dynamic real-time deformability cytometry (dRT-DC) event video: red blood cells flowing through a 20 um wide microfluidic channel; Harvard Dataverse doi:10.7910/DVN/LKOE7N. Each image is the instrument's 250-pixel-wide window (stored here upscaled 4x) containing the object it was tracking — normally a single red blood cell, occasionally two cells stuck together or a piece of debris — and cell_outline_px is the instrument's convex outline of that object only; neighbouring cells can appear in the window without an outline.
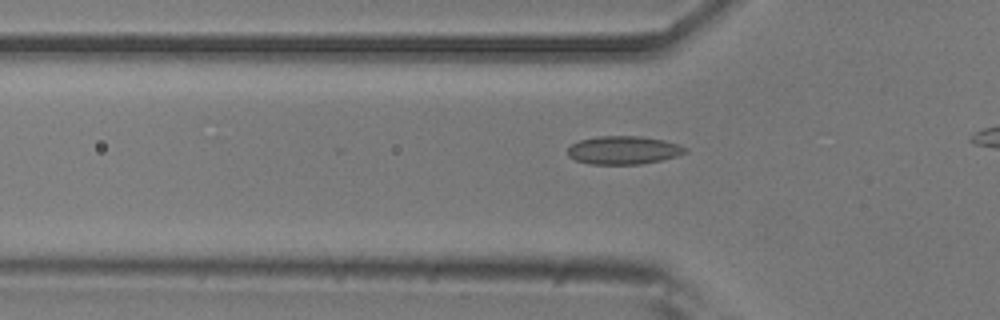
{"species": "common noctule bat (a hibernating species)", "species_latin": "Nyctalus noctula", "temperature_condition": "room temperature", "stored_images_in_passage": 29, "camera_frame_rate_fps": 3000, "um_per_image_px": 0.085, "animal": {"sex": "male", "body_mass_g": 20.5, "forearm_length_mm": 52.5}, "frame": {"image": 1, "passage_image": 10, "time_ms": 3.0, "image_size_px": [1000, 320], "cell_outline_px": [[688, 152], [676, 156], [660, 160], [640, 164], [588, 164], [576, 160], [568, 156], [568, 148], [572, 144], [580, 140], [600, 136], [640, 136], [664, 140], [680, 144], [688, 148]], "centroid_in_image_um": [53.02, 12.76], "position_along_channel_um": 72.8, "area_um2": 19.36}}
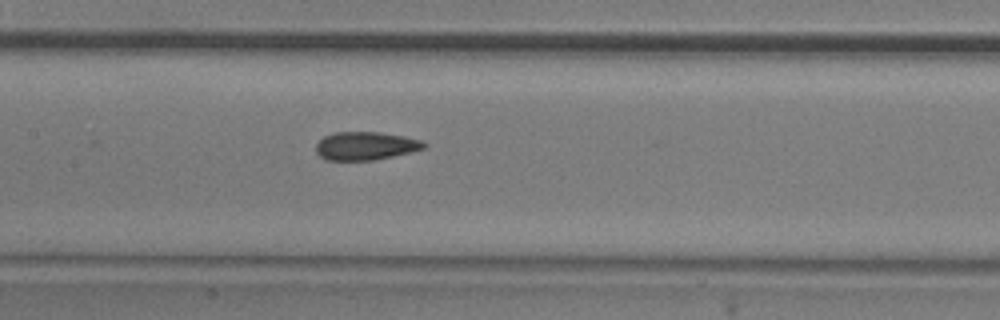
{"frame": {"image": 2, "passage_image": 18, "time_ms": 5.667, "image_size_px": [1000, 320], "cell_outline_px": [[428, 144], [424, 148], [392, 156], [372, 160], [324, 160], [316, 152], [316, 144], [324, 136], [332, 132], [380, 132], [404, 136], [420, 140]], "centroid_in_image_um": [31.03, 12.39], "position_along_channel_um": 176.4, "area_um2": 17.69}}
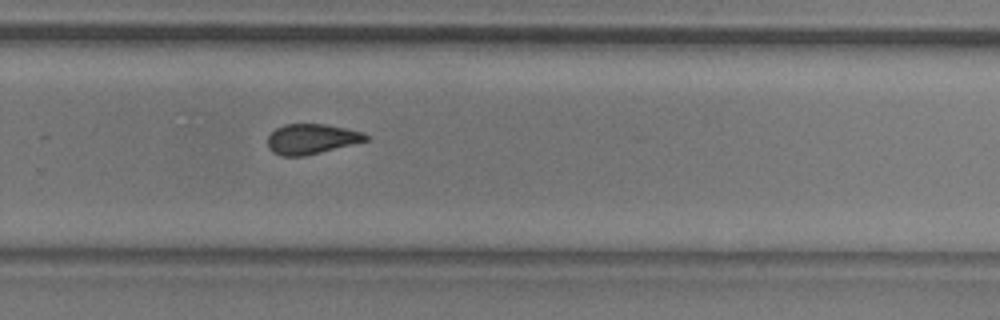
{"frame": {"image": 3, "passage_image": 28, "time_ms": 9.0, "image_size_px": [1000, 320], "cell_outline_px": [[368, 140], [304, 156], [280, 156], [272, 152], [268, 148], [268, 136], [276, 128], [284, 124], [324, 124], [364, 132], [368, 136]], "centroid_in_image_um": [26.44, 11.81], "position_along_channel_um": 303.4, "area_um2": 17.11}}